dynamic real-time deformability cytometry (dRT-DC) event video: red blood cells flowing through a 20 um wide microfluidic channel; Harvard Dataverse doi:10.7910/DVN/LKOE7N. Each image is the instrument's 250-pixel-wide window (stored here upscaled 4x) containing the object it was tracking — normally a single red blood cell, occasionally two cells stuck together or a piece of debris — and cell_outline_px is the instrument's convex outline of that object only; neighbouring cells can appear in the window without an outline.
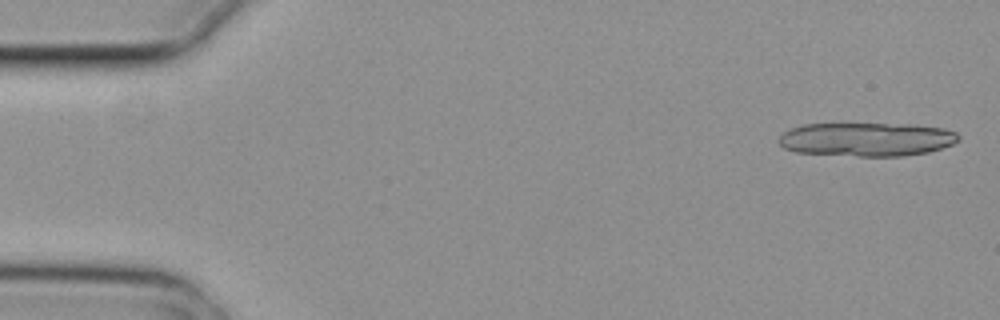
{"species": "common noctule bat (a hibernating species)", "species_latin": "Nyctalus noctula", "temperature_condition": "cold", "stored_images_in_passage": 6, "camera_frame_rate_fps": 3000, "um_per_image_px": 0.085, "animal": {"sex": "female", "body_mass_g": 29.2, "forearm_length_mm": 56.3}, "frame": {"image": 1, "passage_image": 1, "time_ms": 0.0, "image_size_px": [1000, 320], "cell_outline_px": [[960, 140], [952, 144], [928, 152], [904, 156], [860, 156], [796, 152], [784, 148], [776, 140], [784, 132], [792, 128], [804, 124], [916, 124], [944, 128], [956, 132], [960, 136]], "centroid_in_image_um": [73.69, 11.84], "position_along_channel_um": 11.3, "area_um2": 35.43}}
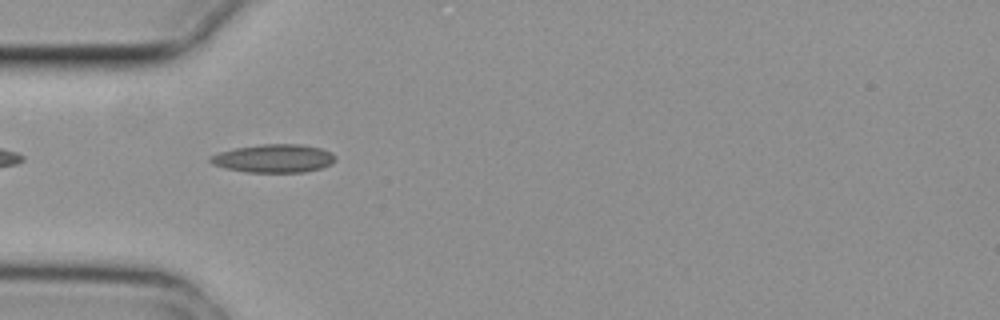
{"frame": {"image": 2, "passage_image": 5, "time_ms": 1.333, "image_size_px": [1000, 320], "cell_outline_px": [[336, 160], [332, 164], [320, 168], [304, 172], [244, 172], [224, 168], [212, 164], [208, 160], [208, 156], [220, 152], [236, 148], [260, 144], [300, 144], [320, 148], [332, 152], [336, 156]], "centroid_in_image_um": [23.26, 13.46], "position_along_channel_um": 61.7, "area_um2": 20.75}}
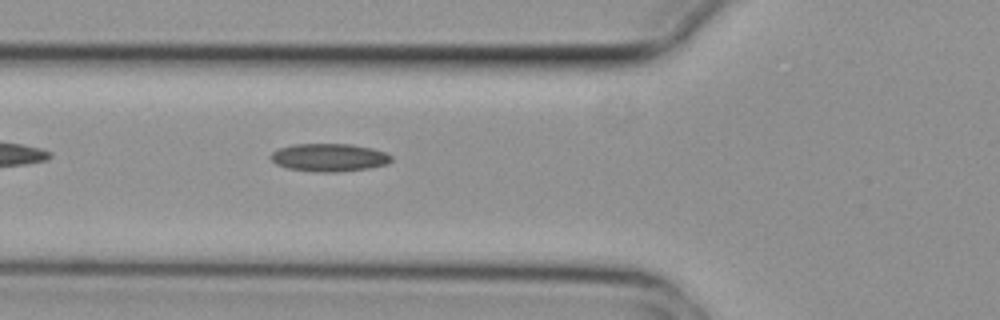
{"frame": {"image": 3, "passage_image": 6, "time_ms": 1.667, "image_size_px": [1000, 320], "cell_outline_px": [[392, 160], [388, 164], [368, 168], [340, 172], [312, 172], [288, 168], [276, 164], [268, 156], [272, 152], [280, 148], [292, 144], [352, 144], [372, 148], [384, 152], [392, 156]], "centroid_in_image_um": [27.97, 13.39], "position_along_channel_um": 97.8, "area_um2": 19.77}}